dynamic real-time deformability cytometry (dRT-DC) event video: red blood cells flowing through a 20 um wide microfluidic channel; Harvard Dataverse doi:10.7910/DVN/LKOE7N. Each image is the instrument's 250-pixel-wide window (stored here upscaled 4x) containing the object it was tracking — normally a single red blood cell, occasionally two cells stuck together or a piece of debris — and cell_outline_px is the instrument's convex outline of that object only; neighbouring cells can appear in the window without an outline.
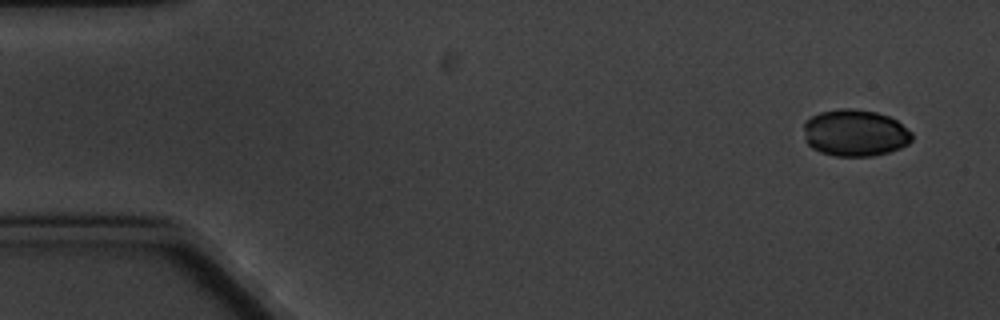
{"species": "common noctule bat (a hibernating species)", "species_latin": "Nyctalus noctula", "temperature_condition": "cold", "stored_images_in_passage": 4, "camera_frame_rate_fps": 3000, "um_per_image_px": 0.085, "animal": {"sex": "male", "body_mass_g": 20.1, "forearm_length_mm": 53.5}, "frame": {"image": 1, "passage_image": 1, "time_ms": 0.0, "image_size_px": [1000, 320], "cell_outline_px": [[912, 140], [908, 144], [900, 148], [888, 152], [872, 156], [836, 156], [820, 152], [812, 148], [804, 140], [804, 120], [820, 112], [840, 108], [852, 108], [876, 112], [888, 116], [896, 120], [912, 132]], "centroid_in_image_um": [72.65, 11.29], "position_along_channel_um": 12.3, "area_um2": 29.71}}